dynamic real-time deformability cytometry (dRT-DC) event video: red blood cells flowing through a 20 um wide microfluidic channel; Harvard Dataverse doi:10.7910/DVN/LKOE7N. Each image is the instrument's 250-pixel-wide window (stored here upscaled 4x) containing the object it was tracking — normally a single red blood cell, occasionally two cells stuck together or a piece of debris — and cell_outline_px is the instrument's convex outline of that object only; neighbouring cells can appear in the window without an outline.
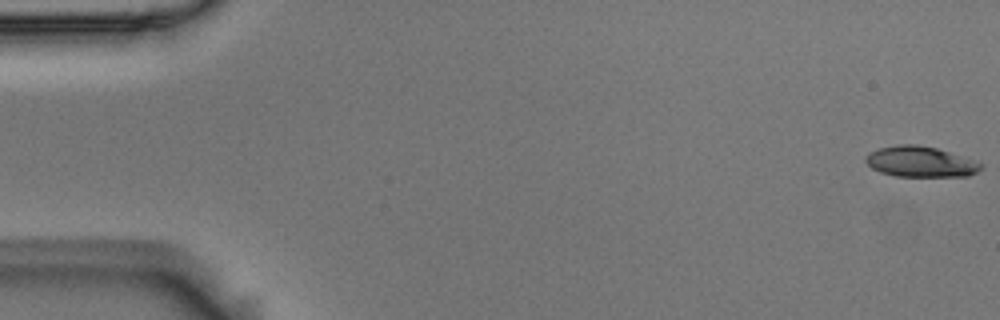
{"species": "Egyptian fruit bat (a non-hibernating species)", "species_latin": "Rousettus aegyptiacus", "temperature_condition": "room temperature", "stored_images_in_passage": 55, "camera_frame_rate_fps": 3000, "um_per_image_px": 0.085, "animal": {"sex": "male"}, "frame": {"image": 1, "passage_image": 1, "time_ms": 0.0, "image_size_px": [1000, 320], "cell_outline_px": [[984, 168], [968, 176], [896, 176], [880, 172], [872, 168], [864, 160], [864, 156], [880, 148], [900, 144], [916, 144], [936, 148], [984, 164]], "centroid_in_image_um": [78.23, 13.75], "position_along_channel_um": 6.8, "area_um2": 20.35}}
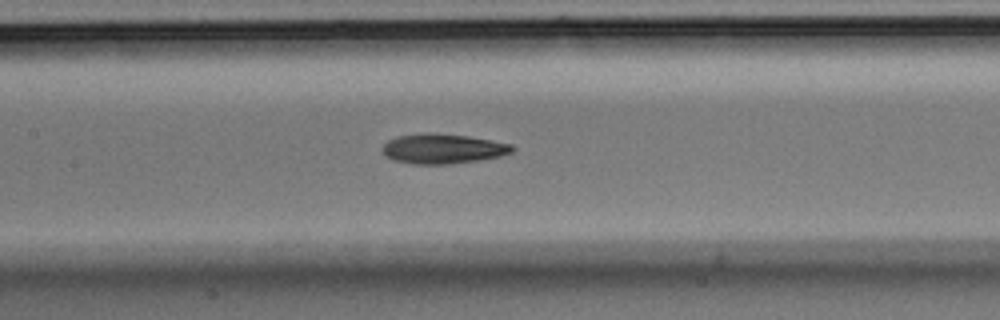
{"frame": {"image": 2, "passage_image": 26, "time_ms": 8.333, "image_size_px": [1000, 320], "cell_outline_px": [[516, 148], [512, 152], [500, 156], [476, 160], [448, 164], [412, 164], [392, 160], [384, 156], [380, 148], [388, 140], [396, 136], [424, 132], [428, 132], [468, 136], [492, 140], [512, 144]], "centroid_in_image_um": [37.59, 12.63], "position_along_channel_um": 169.8, "area_um2": 22.83}}
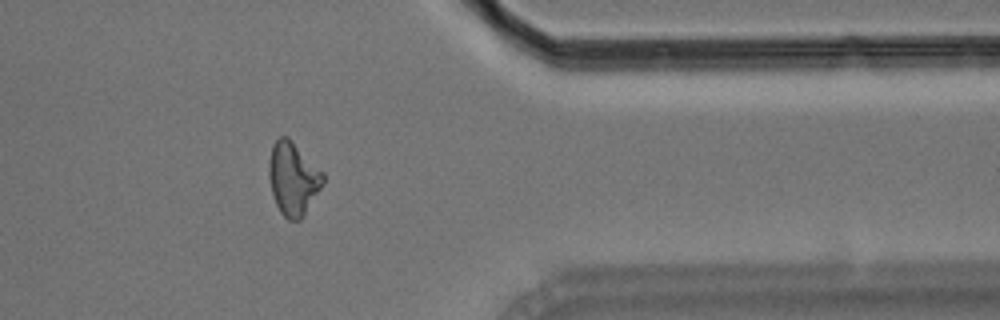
{"frame": {"image": 3, "passage_image": 45, "time_ms": 14.667, "image_size_px": [1000, 320], "cell_outline_px": [[324, 180], [320, 188], [304, 216], [300, 220], [288, 220], [280, 212], [276, 204], [272, 192], [268, 176], [268, 164], [272, 144], [280, 136], [288, 136], [324, 172]], "centroid_in_image_um": [24.9, 15.16], "position_along_channel_um": 386.5, "area_um2": 23.12}, "authors_computed_cell_mechanics": {"area_um2": 22.0218, "velocity_mm_per_s": 3.6646, "shape_relaxation_time_tau1_ms": 5.5688, "shape_relaxation_time_tau2_ms": 2.7009, "deformation_change_tau1": 0.172, "deformation_change_tau2": 0.108}}